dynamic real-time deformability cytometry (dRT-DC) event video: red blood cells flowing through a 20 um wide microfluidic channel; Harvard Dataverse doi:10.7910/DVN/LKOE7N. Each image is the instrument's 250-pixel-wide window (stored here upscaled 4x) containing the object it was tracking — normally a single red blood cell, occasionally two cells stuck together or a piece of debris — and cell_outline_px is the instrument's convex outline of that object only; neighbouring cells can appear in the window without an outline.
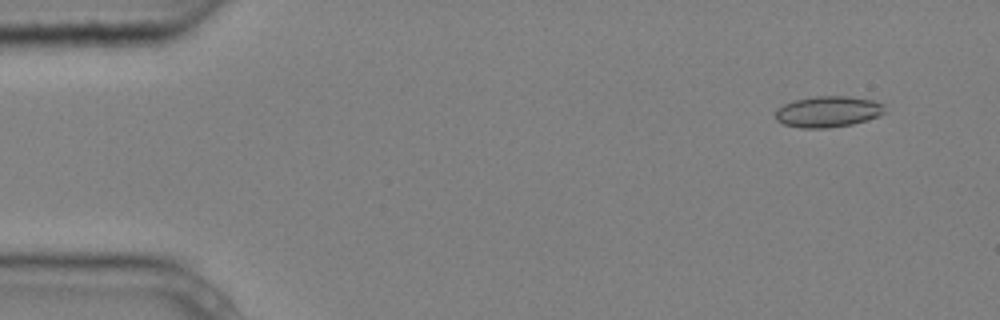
{"species": "common noctule bat (a hibernating species)", "species_latin": "Nyctalus noctula", "temperature_condition": "cold", "stored_images_in_passage": 4, "camera_frame_rate_fps": 3000, "um_per_image_px": 0.085, "animal": {"sex": "male", "body_mass_g": 20.4}, "frame": {"image": 1, "passage_image": 1, "time_ms": 0.0, "image_size_px": [1000, 320], "cell_outline_px": [[884, 112], [868, 120], [852, 124], [828, 128], [800, 128], [784, 124], [776, 120], [776, 108], [792, 100], [816, 96], [848, 96], [872, 100], [884, 104]], "centroid_in_image_um": [70.35, 9.49], "position_along_channel_um": 14.7, "area_um2": 19.83}}
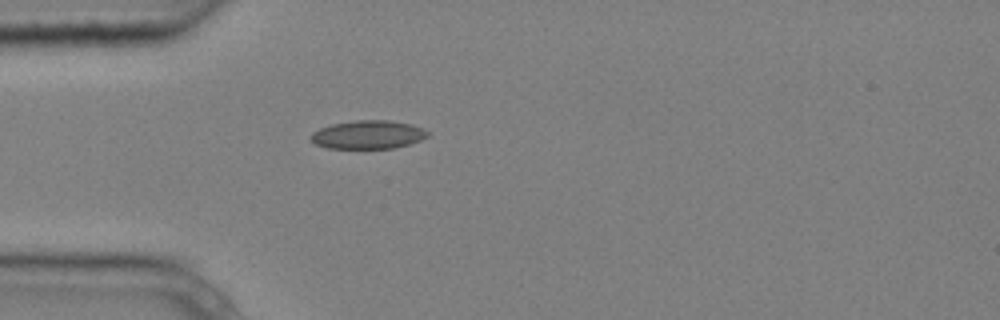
{"frame": {"image": 2, "passage_image": 4, "time_ms": 1.0, "image_size_px": [1000, 320], "cell_outline_px": [[428, 136], [420, 140], [408, 144], [392, 148], [328, 148], [316, 144], [312, 140], [312, 132], [320, 128], [332, 124], [356, 120], [392, 120], [412, 124], [424, 128], [428, 132]], "centroid_in_image_um": [31.32, 11.43], "position_along_channel_um": 53.7, "area_um2": 19.25}}